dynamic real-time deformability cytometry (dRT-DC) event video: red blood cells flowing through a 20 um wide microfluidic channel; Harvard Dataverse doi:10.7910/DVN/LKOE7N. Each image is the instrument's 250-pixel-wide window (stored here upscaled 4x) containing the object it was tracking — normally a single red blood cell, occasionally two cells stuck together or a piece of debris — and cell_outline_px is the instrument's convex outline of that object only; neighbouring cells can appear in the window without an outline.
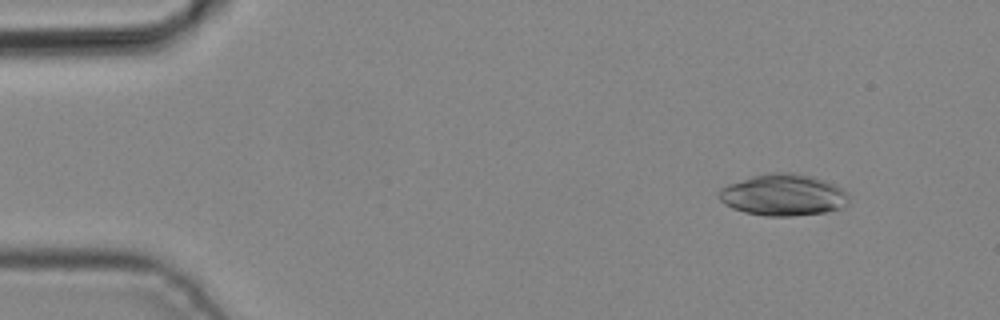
{"species": "common noctule bat (a hibernating species)", "species_latin": "Nyctalus noctula", "temperature_condition": "cold", "stored_images_in_passage": 4, "camera_frame_rate_fps": 3000, "um_per_image_px": 0.085, "animal": {"sex": "male", "body_mass_g": 19.2, "forearm_length_mm": 51.8}, "frame": {"image": 1, "passage_image": 2, "time_ms": 0.333, "image_size_px": [1000, 320], "cell_outline_px": [[848, 204], [844, 208], [824, 212], [792, 216], [764, 216], [744, 212], [732, 208], [724, 204], [716, 196], [720, 188], [728, 184], [752, 176], [768, 172], [792, 172], [812, 176], [824, 180], [840, 188], [848, 196]], "centroid_in_image_um": [66.54, 16.57], "position_along_channel_um": 18.5, "area_um2": 31.67}}
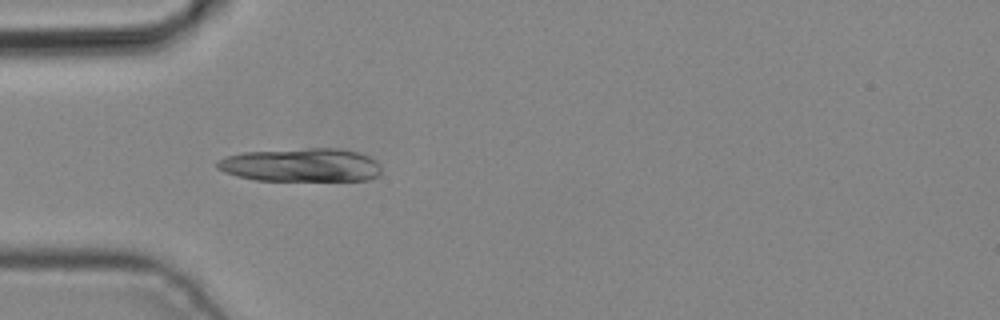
{"frame": {"image": 2, "passage_image": 4, "time_ms": 1.0, "image_size_px": [1000, 320], "cell_outline_px": [[380, 172], [376, 176], [368, 180], [256, 180], [236, 176], [224, 172], [216, 168], [216, 160], [224, 156], [244, 152], [308, 148], [340, 148], [356, 152], [368, 156], [376, 160], [380, 168]], "centroid_in_image_um": [25.54, 14.02], "position_along_channel_um": 59.5, "area_um2": 32.08}}